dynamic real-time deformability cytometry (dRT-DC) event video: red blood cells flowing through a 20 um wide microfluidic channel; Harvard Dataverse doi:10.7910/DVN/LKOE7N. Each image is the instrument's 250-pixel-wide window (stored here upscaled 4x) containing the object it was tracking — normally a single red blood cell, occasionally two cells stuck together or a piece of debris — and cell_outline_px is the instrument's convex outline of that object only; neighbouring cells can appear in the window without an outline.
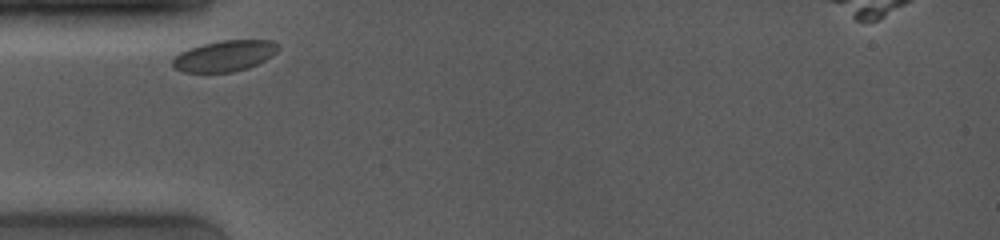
{"species": "common noctule bat (a hibernating species)", "species_latin": "Nyctalus noctula", "temperature_condition": "room temperature", "stored_images_in_passage": 13, "camera_frame_rate_fps": 4000, "um_per_image_px": 0.085, "animal": {"sex": "female", "body_mass_g": 19.0, "forearm_length_mm": 53.3}, "frame": {"image": 1, "passage_image": 1, "time_ms": 0.0, "image_size_px": [1000, 240], "cell_outline_px": [[280, 48], [272, 56], [248, 68], [232, 72], [184, 72], [176, 68], [172, 64], [172, 60], [180, 52], [188, 48], [200, 44], [220, 40], [272, 40], [280, 44]], "centroid_in_image_um": [19.11, 4.73], "position_along_channel_um": 65.9, "area_um2": 19.13}}
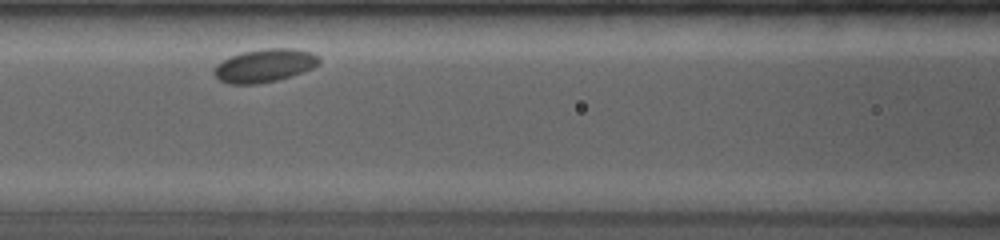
{"frame": {"image": 2, "passage_image": 6, "time_ms": 2.25, "image_size_px": [1000, 240], "cell_outline_px": [[320, 64], [312, 68], [292, 76], [276, 80], [256, 84], [228, 84], [220, 80], [212, 72], [216, 64], [240, 52], [264, 48], [296, 48], [312, 52], [320, 56]], "centroid_in_image_um": [22.52, 5.56], "position_along_channel_um": 144.1, "area_um2": 20.52}}
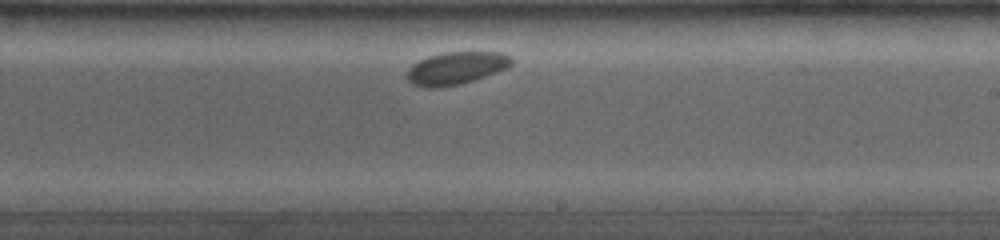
{"frame": {"image": 3, "passage_image": 13, "time_ms": 5.25, "image_size_px": [1000, 240], "cell_outline_px": [[512, 64], [508, 68], [460, 84], [440, 88], [428, 88], [412, 84], [408, 80], [408, 68], [412, 64], [428, 56], [444, 52], [500, 52], [512, 56]], "centroid_in_image_um": [38.77, 5.79], "position_along_channel_um": 250.2, "area_um2": 19.83}}